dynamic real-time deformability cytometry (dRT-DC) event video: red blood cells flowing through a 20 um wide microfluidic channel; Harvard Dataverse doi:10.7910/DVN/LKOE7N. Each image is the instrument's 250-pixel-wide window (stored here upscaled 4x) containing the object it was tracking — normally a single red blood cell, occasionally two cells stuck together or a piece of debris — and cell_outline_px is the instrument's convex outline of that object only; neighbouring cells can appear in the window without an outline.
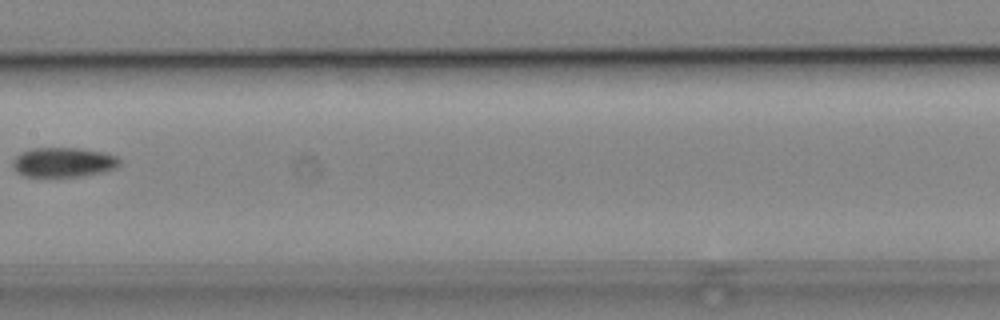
{"species": "common noctule bat (a hibernating species)", "species_latin": "Nyctalus noctula", "temperature_condition": "cold", "stored_images_in_passage": 9, "camera_frame_rate_fps": 3000, "um_per_image_px": 0.085, "animal": {"sex": "male", "body_mass_g": 19.2, "forearm_length_mm": 51.8}, "frame": {"image": 1, "passage_image": 8, "time_ms": 9.333, "image_size_px": [1000, 320], "cell_outline_px": [[120, 164], [116, 168], [104, 172], [80, 176], [24, 176], [16, 172], [12, 168], [12, 160], [20, 152], [32, 148], [80, 148], [104, 152], [116, 156], [120, 160]], "centroid_in_image_um": [5.37, 13.79], "position_along_channel_um": 202.0, "area_um2": 18.61}}
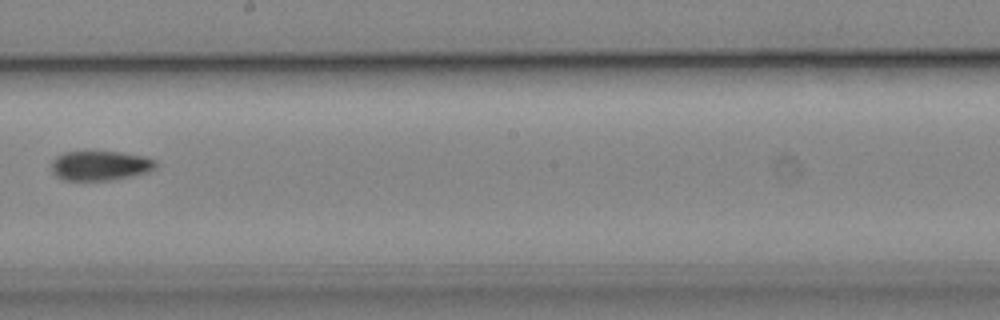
{"frame": {"image": 2, "passage_image": 9, "time_ms": 10.333, "image_size_px": [1000, 320], "cell_outline_px": [[156, 168], [148, 172], [108, 180], [64, 180], [56, 176], [52, 172], [52, 160], [56, 156], [64, 152], [120, 152], [144, 156], [156, 160]], "centroid_in_image_um": [8.5, 14.07], "position_along_channel_um": 239.7, "area_um2": 17.86}}